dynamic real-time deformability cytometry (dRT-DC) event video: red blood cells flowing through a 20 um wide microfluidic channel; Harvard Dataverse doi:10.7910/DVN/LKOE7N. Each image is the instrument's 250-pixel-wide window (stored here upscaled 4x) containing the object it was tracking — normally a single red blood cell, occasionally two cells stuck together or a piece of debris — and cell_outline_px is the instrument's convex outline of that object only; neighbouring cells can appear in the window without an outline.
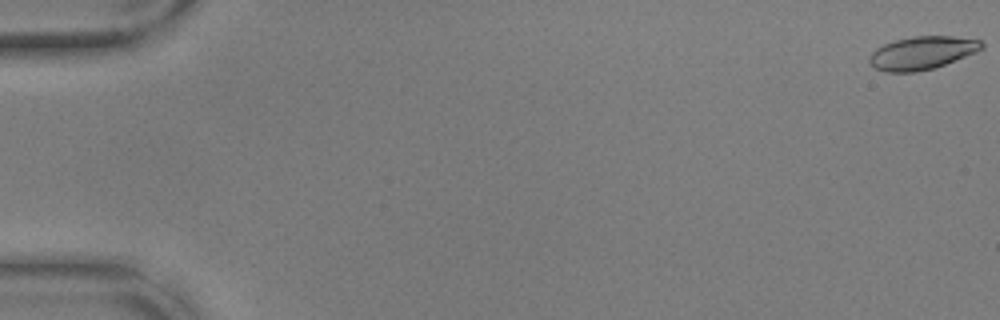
{"species": "common noctule bat (a hibernating species)", "species_latin": "Nyctalus noctula", "temperature_condition": "warm", "stored_images_in_passage": 56, "camera_frame_rate_fps": 3000, "um_per_image_px": 0.085, "animal": {"sex": "male", "body_mass_g": 17.9, "forearm_length_mm": 54.2}, "frame": {"image": 1, "passage_image": 1, "time_ms": 0.0, "image_size_px": [1000, 320], "cell_outline_px": [[984, 48], [976, 52], [944, 64], [932, 68], [916, 72], [888, 72], [876, 68], [868, 64], [868, 56], [876, 48], [884, 44], [896, 40], [912, 36], [952, 36], [980, 40], [984, 44]], "centroid_in_image_um": [78.35, 4.49], "position_along_channel_um": 6.7, "area_um2": 21.56}}
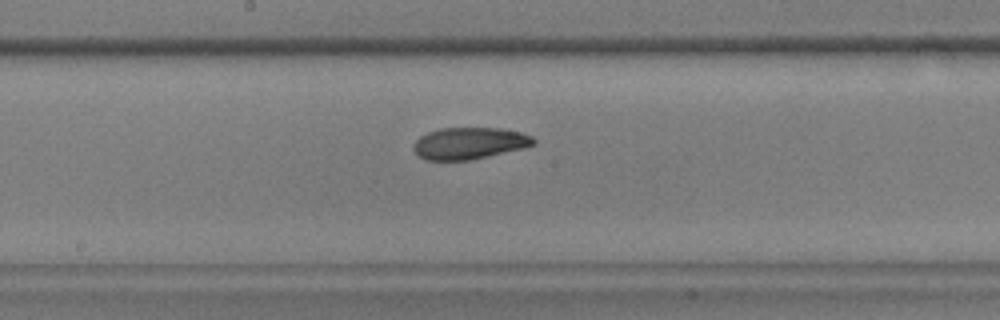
{"frame": {"image": 2, "passage_image": 31, "time_ms": 10.0, "image_size_px": [1000, 320], "cell_outline_px": [[536, 144], [524, 148], [488, 156], [468, 160], [424, 160], [412, 148], [412, 144], [420, 136], [428, 132], [440, 128], [500, 128], [520, 132], [532, 136], [536, 140]], "centroid_in_image_um": [39.89, 12.17], "position_along_channel_um": 208.3, "area_um2": 22.25}}
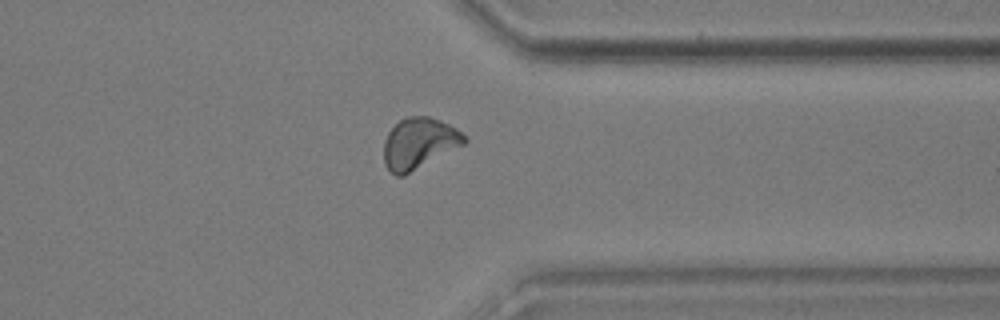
{"frame": {"image": 3, "passage_image": 45, "time_ms": 14.667, "image_size_px": [1000, 320], "cell_outline_px": [[468, 140], [464, 144], [404, 176], [396, 176], [384, 164], [384, 140], [388, 132], [400, 120], [408, 116], [428, 116], [440, 120], [456, 128], [468, 136]], "centroid_in_image_um": [35.63, 12.18], "position_along_channel_um": 375.8, "area_um2": 23.93}, "authors_computed_cell_mechanics": {"area_um2": 22.542, "velocity_mm_per_s": 3.6522, "shape_relaxation_time_tau1_ms": 6.4154, "shape_relaxation_time_tau2_ms": 3.8937, "deformation_change_tau1": 0.1808, "deformation_change_tau2": 0.0768}}